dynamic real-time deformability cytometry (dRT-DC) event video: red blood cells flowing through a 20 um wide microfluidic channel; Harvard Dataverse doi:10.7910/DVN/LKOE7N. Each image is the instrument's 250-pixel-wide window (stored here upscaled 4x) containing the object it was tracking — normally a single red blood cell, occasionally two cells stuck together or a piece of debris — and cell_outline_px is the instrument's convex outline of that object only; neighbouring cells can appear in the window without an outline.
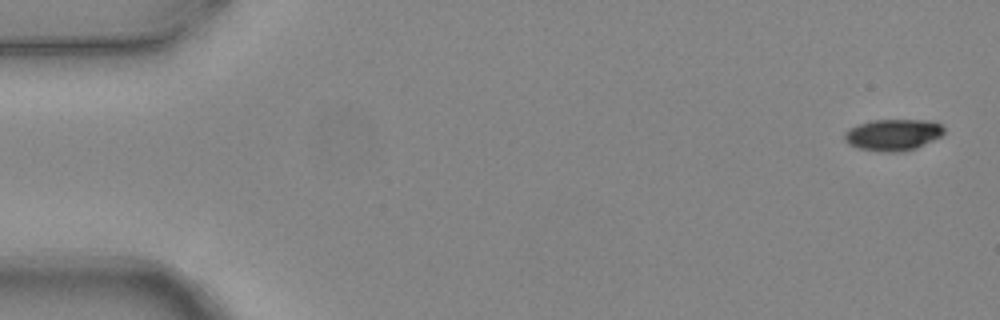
{"species": "common noctule bat (a hibernating species)", "species_latin": "Nyctalus noctula", "temperature_condition": "warm", "stored_images_in_passage": 5, "segment_of_instrument_passage": [1, 2], "camera_frame_rate_fps": 3000, "um_per_image_px": 0.085, "animal": {"sex": "female", "body_mass_g": 24.6, "forearm_length_mm": 56.2}, "frame": {"image": 1, "passage_image": 1, "time_ms": 0.0, "image_size_px": [1000, 320], "cell_outline_px": [[944, 132], [940, 136], [916, 148], [904, 152], [880, 152], [856, 148], [848, 144], [844, 140], [844, 132], [848, 128], [856, 124], [872, 120], [928, 120], [940, 124], [944, 128]], "centroid_in_image_um": [75.84, 11.46], "position_along_channel_um": 9.2, "area_um2": 18.5}}
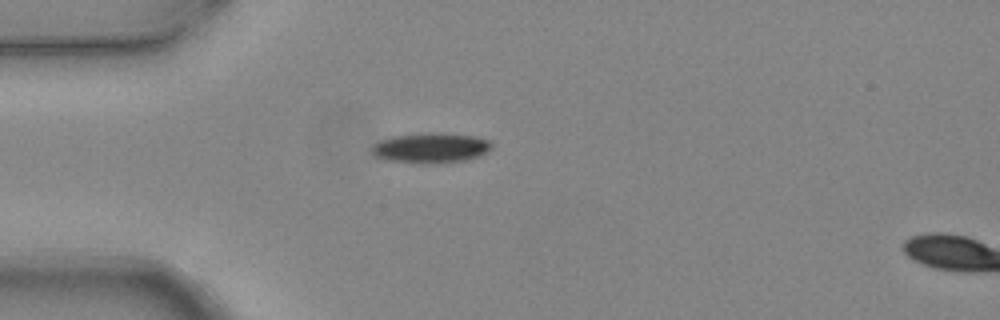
{"frame": {"image": 2, "passage_image": 4, "time_ms": 1.0, "image_size_px": [1000, 320], "cell_outline_px": [[492, 148], [488, 152], [480, 156], [468, 160], [440, 164], [424, 164], [388, 160], [376, 156], [372, 152], [372, 144], [380, 140], [392, 136], [436, 132], [476, 136], [488, 140], [492, 144]], "centroid_in_image_um": [36.66, 12.58], "position_along_channel_um": 48.3, "area_um2": 21.39}}